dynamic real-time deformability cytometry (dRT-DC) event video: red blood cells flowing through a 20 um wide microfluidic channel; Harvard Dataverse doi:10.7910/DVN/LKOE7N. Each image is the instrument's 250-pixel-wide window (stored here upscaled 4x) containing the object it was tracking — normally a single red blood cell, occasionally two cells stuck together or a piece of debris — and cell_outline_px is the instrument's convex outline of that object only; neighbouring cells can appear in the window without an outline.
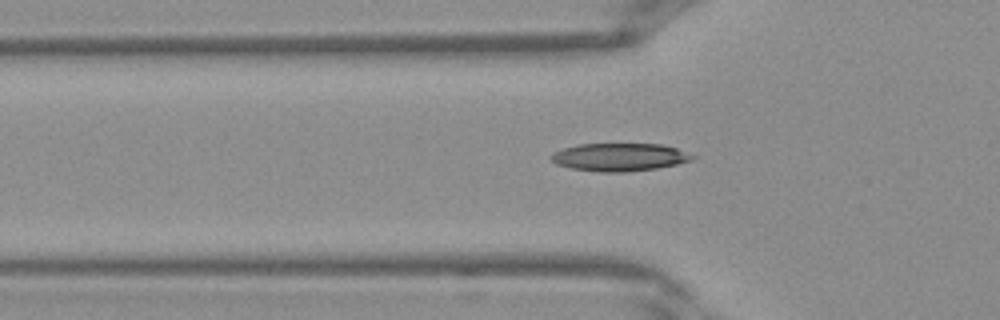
{"species": "Egyptian fruit bat (a non-hibernating species)", "species_latin": "Rousettus aegyptiacus", "temperature_condition": "warm", "stored_images_in_passage": 25, "camera_frame_rate_fps": 3000, "um_per_image_px": 0.085, "frame": {"image": 1, "passage_image": 3, "time_ms": 0.667, "image_size_px": [1000, 320], "cell_outline_px": [[696, 156], [692, 160], [676, 164], [656, 168], [624, 172], [600, 172], [572, 168], [556, 164], [552, 160], [552, 156], [556, 152], [564, 148], [580, 144], [660, 144], [676, 148]], "centroid_in_image_um": [52.68, 13.35], "position_along_channel_um": 73.1, "area_um2": 22.6}}
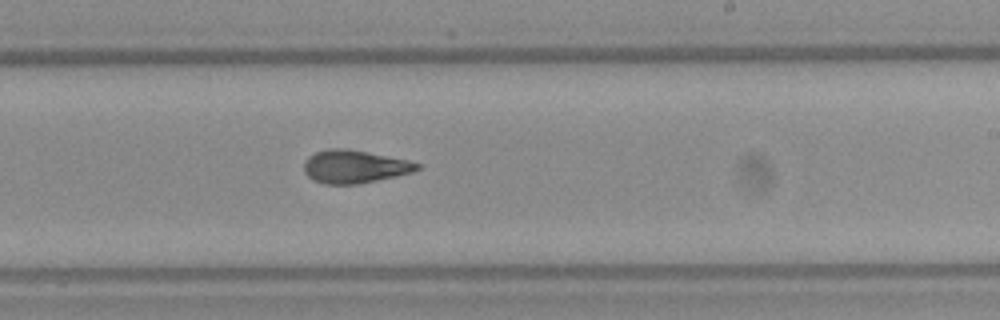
{"frame": {"image": 2, "passage_image": 14, "time_ms": 4.333, "image_size_px": [1000, 320], "cell_outline_px": [[424, 164], [420, 168], [412, 172], [396, 176], [356, 184], [324, 184], [312, 180], [304, 172], [304, 160], [308, 156], [316, 152], [332, 148], [348, 148], [408, 160]], "centroid_in_image_um": [30.13, 14.15], "position_along_channel_um": 258.9, "area_um2": 21.85}}
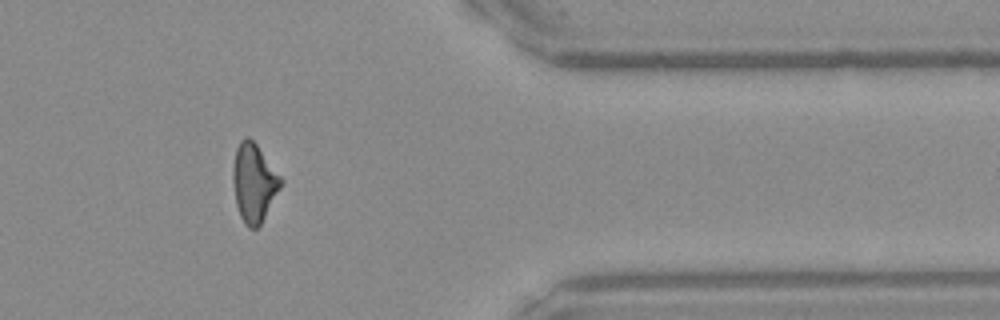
{"frame": {"image": 3, "passage_image": 23, "time_ms": 7.333, "image_size_px": [1000, 320], "cell_outline_px": [[284, 180], [280, 188], [260, 224], [256, 228], [248, 228], [244, 224], [240, 216], [236, 204], [232, 180], [232, 168], [236, 148], [240, 140], [244, 136], [248, 136], [256, 144]], "centroid_in_image_um": [21.56, 15.51], "position_along_channel_um": 389.8, "area_um2": 21.79}}